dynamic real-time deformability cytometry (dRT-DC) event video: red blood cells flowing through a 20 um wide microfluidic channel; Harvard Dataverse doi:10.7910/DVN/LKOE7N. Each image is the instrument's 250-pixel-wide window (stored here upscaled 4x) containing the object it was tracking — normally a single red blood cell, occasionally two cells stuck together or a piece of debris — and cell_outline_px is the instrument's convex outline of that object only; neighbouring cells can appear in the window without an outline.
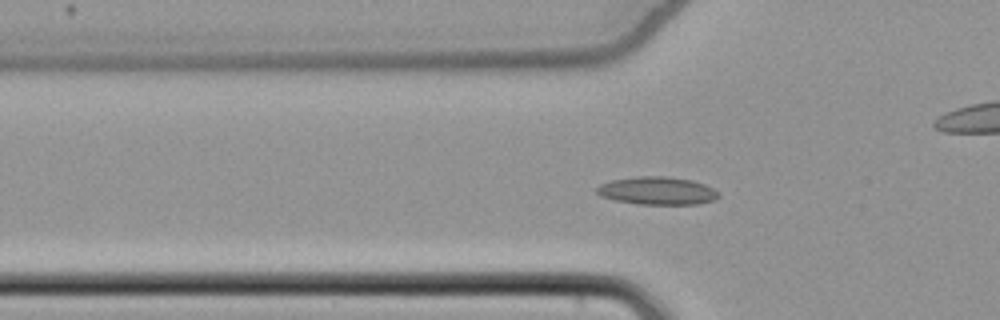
{"species": "common noctule bat (a hibernating species)", "species_latin": "Nyctalus noctula", "temperature_condition": "cold", "stored_images_in_passage": 41, "camera_frame_rate_fps": 3000, "um_per_image_px": 0.085, "animal": {"sex": "female", "body_mass_g": 22.7, "forearm_length_mm": 54.2}, "frame": {"image": 1, "passage_image": 4, "time_ms": 1.0, "image_size_px": [1000, 320], "cell_outline_px": [[720, 196], [716, 200], [700, 204], [636, 204], [616, 200], [600, 196], [596, 192], [596, 188], [600, 184], [612, 180], [636, 176], [668, 176], [692, 180], [704, 184], [712, 188]], "centroid_in_image_um": [55.87, 16.21], "position_along_channel_um": 69.9, "area_um2": 19.88}}
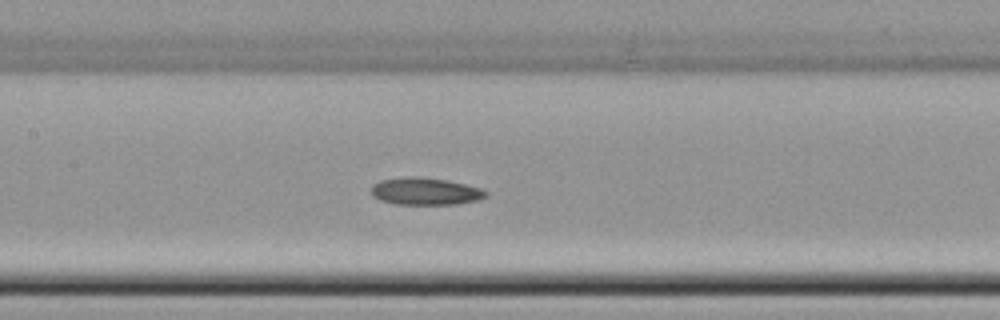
{"frame": {"image": 2, "passage_image": 12, "time_ms": 3.667, "image_size_px": [1000, 320], "cell_outline_px": [[488, 196], [476, 200], [456, 204], [396, 204], [380, 200], [372, 196], [372, 184], [380, 180], [408, 176], [420, 176], [448, 180], [480, 188], [488, 192]], "centroid_in_image_um": [36.13, 16.25], "position_along_channel_um": 171.3, "area_um2": 18.26}}
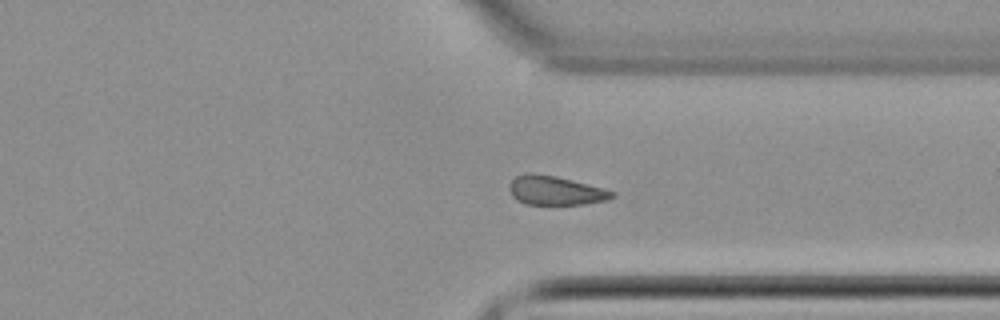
{"frame": {"image": 3, "passage_image": 27, "time_ms": 8.667, "image_size_px": [1000, 320], "cell_outline_px": [[616, 196], [608, 200], [584, 204], [528, 204], [516, 200], [512, 196], [508, 188], [508, 184], [516, 176], [528, 172], [532, 172], [556, 176], [604, 188], [616, 192]], "centroid_in_image_um": [47.21, 16.18], "position_along_channel_um": 364.2, "area_um2": 17.57}, "authors_computed_cell_mechanics": {"area_um2": 18.0336, "velocity_mm_per_s": 3.8429, "shape_relaxation_time_tau1_ms": null, "shape_relaxation_time_tau2_ms": 7.4153, "deformation_change_tau1": null, "deformation_change_tau2": 0.1468}}